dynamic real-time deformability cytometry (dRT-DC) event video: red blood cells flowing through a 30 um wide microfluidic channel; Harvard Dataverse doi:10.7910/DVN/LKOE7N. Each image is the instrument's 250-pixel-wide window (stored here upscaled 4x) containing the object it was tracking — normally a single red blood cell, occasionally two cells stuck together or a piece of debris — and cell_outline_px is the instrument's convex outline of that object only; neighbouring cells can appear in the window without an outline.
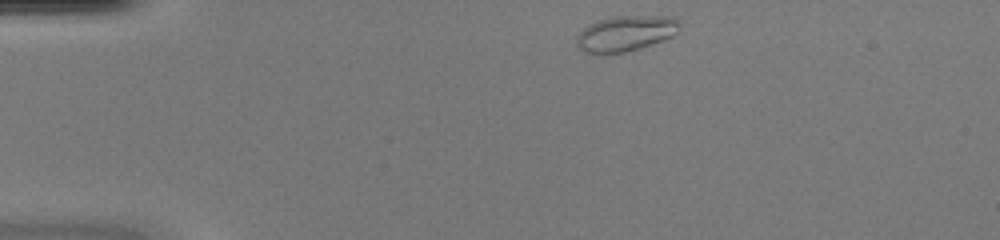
{"species": "common noctule bat (a hibernating species)", "species_latin": "Nyctalus noctula", "temperature_condition": "warm", "stored_images_in_passage": 42, "camera_frame_rate_fps": 3000, "um_per_image_px": 0.085, "animal": {"sex": "female", "body_mass_g": 20.0, "forearm_length_mm": 54.0}, "frame": {"image": 1, "passage_image": 1, "time_ms": 0.0, "image_size_px": [1000, 240], "cell_outline_px": [[680, 24], [676, 32], [672, 36], [664, 40], [624, 52], [584, 52], [576, 44], [576, 36], [588, 24], [600, 20], [616, 16], [676, 16], [680, 20]], "centroid_in_image_um": [53.21, 2.81], "position_along_channel_um": 31.8, "area_um2": 21.04}}
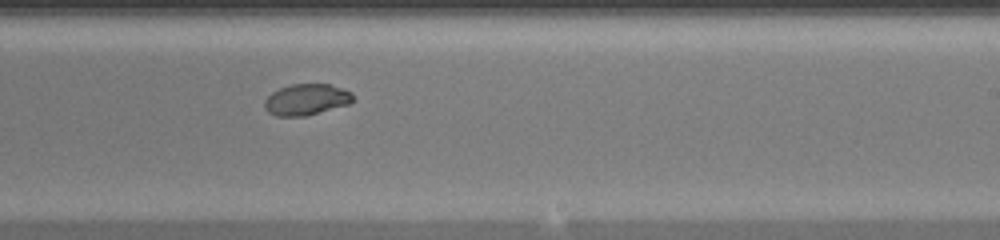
{"frame": {"image": 2, "passage_image": 23, "time_ms": 7.333, "image_size_px": [1000, 240], "cell_outline_px": [[352, 100], [348, 104], [304, 116], [276, 116], [268, 112], [264, 108], [264, 100], [272, 92], [280, 88], [292, 84], [328, 84], [352, 92]], "centroid_in_image_um": [25.99, 8.46], "position_along_channel_um": 263.0, "area_um2": 15.84}}
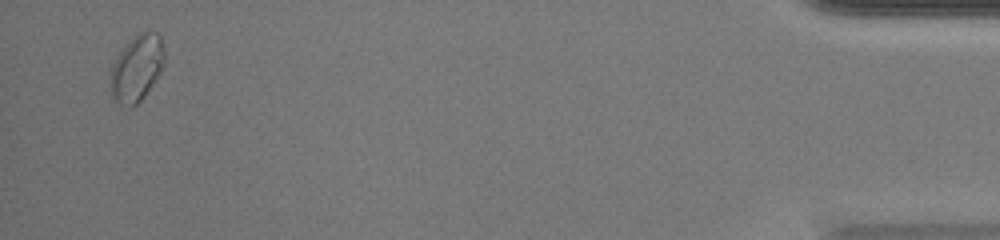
{"frame": {"image": 3, "passage_image": 41, "time_ms": 13.333, "image_size_px": [1000, 240], "cell_outline_px": [[164, 64], [156, 80], [144, 96], [136, 104], [120, 104], [112, 96], [112, 64], [120, 52], [140, 32], [148, 28], [156, 32], [160, 36], [164, 48]], "centroid_in_image_um": [11.68, 5.73], "position_along_channel_um": 423.5, "area_um2": 20.29}, "authors_computed_cell_mechanics": {"area_um2": 17.1088, "velocity_mm_per_s": 3.9961, "shape_relaxation_time_tau1_ms": 10.5131, "shape_relaxation_time_tau2_ms": null, "deformation_change_tau1": 0.3506, "deformation_change_tau2": null}}